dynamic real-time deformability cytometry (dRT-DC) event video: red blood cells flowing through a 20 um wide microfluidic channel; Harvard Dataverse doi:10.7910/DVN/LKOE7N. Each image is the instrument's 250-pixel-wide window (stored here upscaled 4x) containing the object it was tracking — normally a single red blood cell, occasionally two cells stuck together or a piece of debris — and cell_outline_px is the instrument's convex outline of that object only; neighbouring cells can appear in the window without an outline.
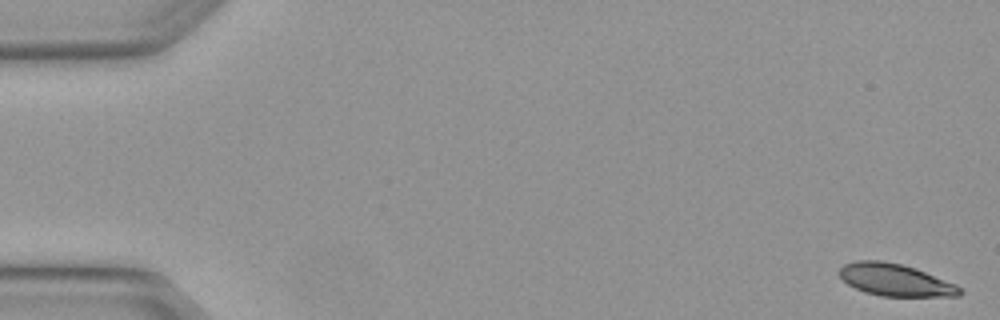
{"species": "Egyptian fruit bat (a non-hibernating species)", "species_latin": "Rousettus aegyptiacus", "temperature_condition": "warm", "stored_images_in_passage": 5, "camera_frame_rate_fps": 3000, "um_per_image_px": 0.085, "animal": {"sex": "female"}, "frame": {"image": 1, "passage_image": 1, "time_ms": 0.0, "image_size_px": [1000, 320], "cell_outline_px": [[964, 292], [960, 296], [880, 296], [864, 292], [848, 284], [836, 272], [844, 264], [856, 260], [880, 260], [900, 264], [916, 268], [956, 284]], "centroid_in_image_um": [76.09, 23.79], "position_along_channel_um": 8.9, "area_um2": 22.66}}